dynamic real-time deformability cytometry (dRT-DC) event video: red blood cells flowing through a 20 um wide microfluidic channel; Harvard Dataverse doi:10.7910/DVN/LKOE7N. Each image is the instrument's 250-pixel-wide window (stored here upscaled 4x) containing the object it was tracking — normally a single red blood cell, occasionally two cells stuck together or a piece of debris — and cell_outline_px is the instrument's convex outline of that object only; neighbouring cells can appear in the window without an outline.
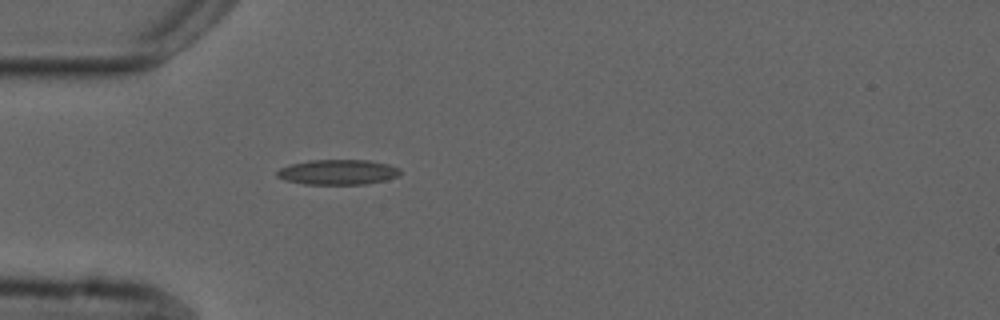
{"species": "common noctule bat (a hibernating species)", "species_latin": "Nyctalus noctula", "temperature_condition": "cold", "stored_images_in_passage": 5, "camera_frame_rate_fps": 3000, "um_per_image_px": 0.085, "animal": {"sex": "male", "forearm_length_mm": 52.5}, "frame": {"image": 1, "passage_image": 5, "time_ms": 5.0, "image_size_px": [1000, 320], "cell_outline_px": [[400, 176], [384, 180], [364, 184], [304, 184], [284, 180], [276, 176], [276, 172], [280, 168], [292, 164], [308, 160], [368, 160], [388, 164], [400, 168]], "centroid_in_image_um": [28.71, 14.63], "position_along_channel_um": 56.3, "area_um2": 18.03}}